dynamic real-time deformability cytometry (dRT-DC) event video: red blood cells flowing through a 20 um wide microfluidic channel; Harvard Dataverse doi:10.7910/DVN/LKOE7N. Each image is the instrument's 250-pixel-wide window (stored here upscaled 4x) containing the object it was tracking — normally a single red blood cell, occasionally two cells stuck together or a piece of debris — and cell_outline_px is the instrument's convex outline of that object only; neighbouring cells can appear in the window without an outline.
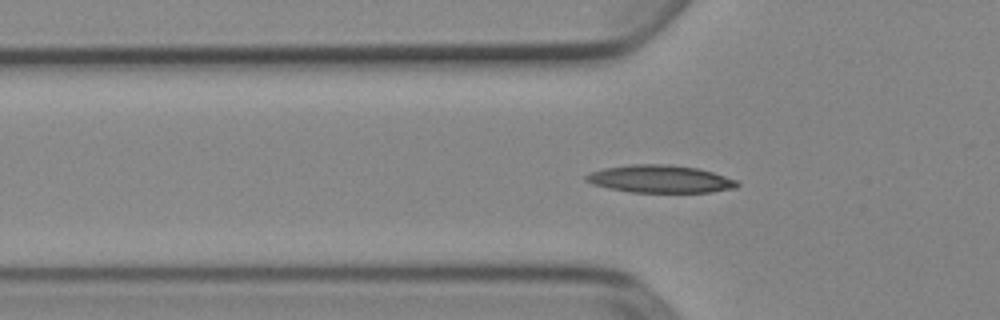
{"species": "Egyptian fruit bat (a non-hibernating species)", "species_latin": "Rousettus aegyptiacus", "temperature_condition": "cold", "stored_images_in_passage": 42, "camera_frame_rate_fps": 3000, "um_per_image_px": 0.085, "animal": {"sex": "female"}, "frame": {"image": 1, "passage_image": 6, "time_ms": 1.667, "image_size_px": [1000, 320], "cell_outline_px": [[740, 184], [736, 188], [712, 192], [632, 192], [608, 188], [592, 184], [584, 180], [584, 176], [592, 172], [604, 168], [632, 164], [668, 164], [696, 168], [712, 172], [736, 180]], "centroid_in_image_um": [56.1, 15.21], "position_along_channel_um": 69.7, "area_um2": 24.22}}
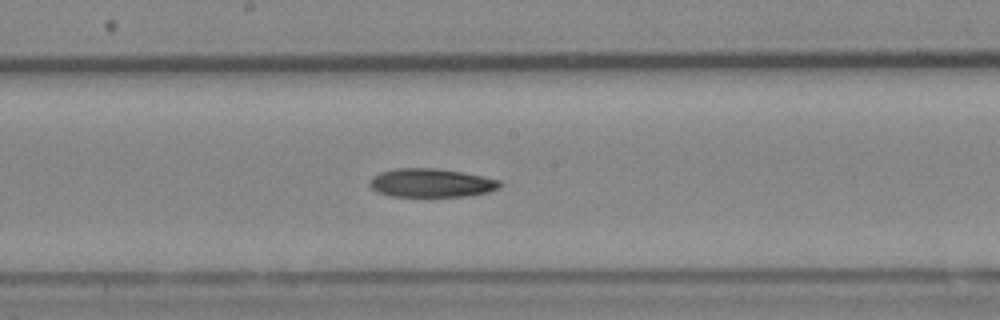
{"frame": {"image": 2, "passage_image": 17, "time_ms": 5.333, "image_size_px": [1000, 320], "cell_outline_px": [[500, 188], [488, 192], [464, 196], [388, 196], [376, 192], [368, 184], [372, 176], [380, 172], [392, 168], [436, 168], [484, 176], [500, 180]], "centroid_in_image_um": [36.61, 15.54], "position_along_channel_um": 211.6, "area_um2": 21.79}}
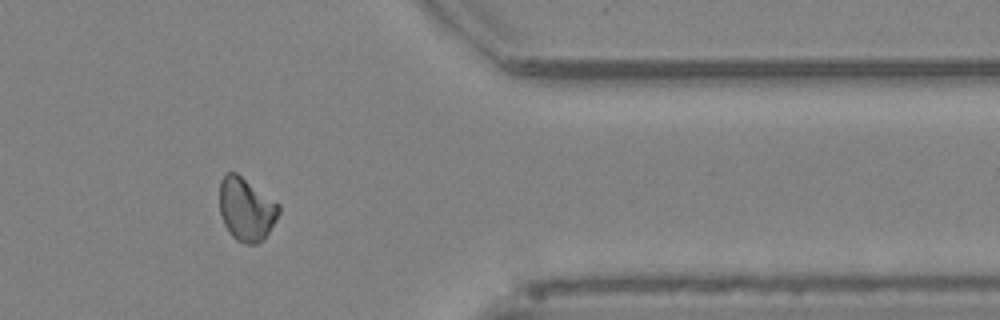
{"frame": {"image": 3, "passage_image": 32, "time_ms": 10.333, "image_size_px": [1000, 320], "cell_outline_px": [[280, 212], [276, 220], [268, 232], [256, 244], [244, 244], [236, 240], [232, 236], [224, 224], [220, 212], [220, 180], [228, 172], [236, 172], [280, 204]], "centroid_in_image_um": [20.93, 17.78], "position_along_channel_um": 390.5, "area_um2": 21.68}}